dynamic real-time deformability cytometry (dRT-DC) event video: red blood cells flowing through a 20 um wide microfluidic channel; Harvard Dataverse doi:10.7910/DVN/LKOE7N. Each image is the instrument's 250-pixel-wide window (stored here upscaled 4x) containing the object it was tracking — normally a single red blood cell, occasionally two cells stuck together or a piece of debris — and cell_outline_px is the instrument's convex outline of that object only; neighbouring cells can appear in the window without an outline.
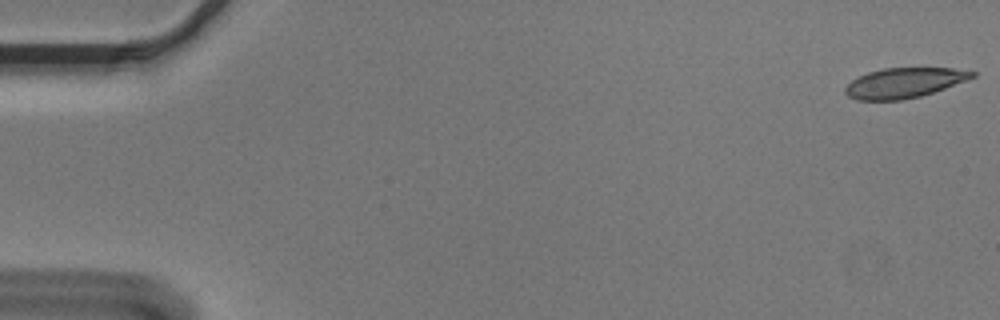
{"species": "Egyptian fruit bat (a non-hibernating species)", "species_latin": "Rousettus aegyptiacus", "temperature_condition": "cold", "stored_images_in_passage": 55, "camera_frame_rate_fps": 3000, "um_per_image_px": 0.085, "animal": {"sex": "male"}, "frame": {"image": 1, "passage_image": 1, "time_ms": 0.0, "image_size_px": [1000, 320], "cell_outline_px": [[976, 76], [944, 88], [920, 96], [904, 100], [856, 100], [848, 96], [844, 92], [844, 88], [852, 80], [868, 72], [884, 68], [952, 68], [976, 72]], "centroid_in_image_um": [76.82, 7.04], "position_along_channel_um": 8.2, "area_um2": 22.02}}
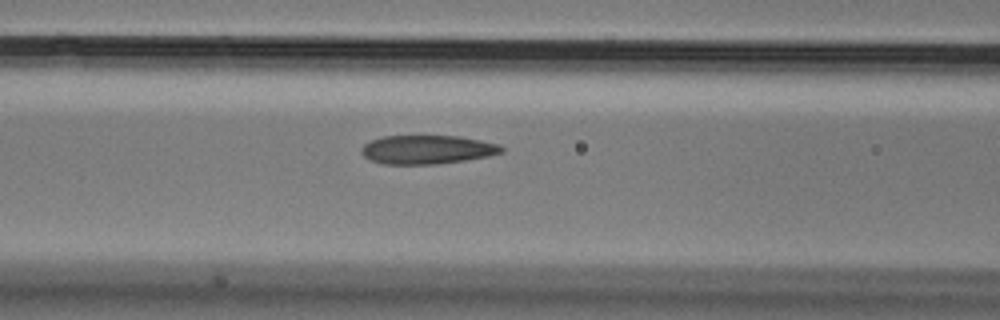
{"frame": {"image": 2, "passage_image": 23, "time_ms": 7.333, "image_size_px": [1000, 320], "cell_outline_px": [[504, 152], [488, 156], [464, 160], [436, 164], [384, 164], [372, 160], [364, 156], [360, 152], [360, 148], [364, 144], [372, 140], [384, 136], [460, 136], [500, 144], [504, 148]], "centroid_in_image_um": [36.32, 12.71], "position_along_channel_um": 130.3, "area_um2": 23.47}}
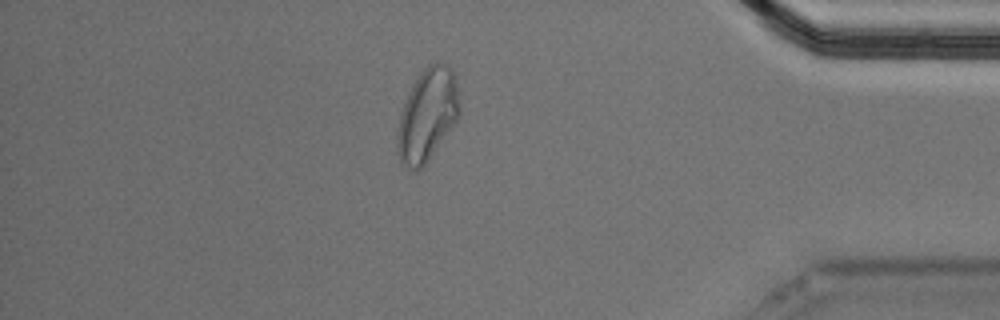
{"frame": {"image": 3, "passage_image": 48, "time_ms": 15.667, "image_size_px": [1000, 320], "cell_outline_px": [[460, 112], [456, 120], [428, 160], [416, 172], [412, 172], [400, 164], [396, 152], [396, 136], [400, 112], [408, 92], [412, 84], [420, 72], [428, 64], [436, 60], [440, 60], [448, 64], [452, 68], [456, 80], [460, 100]], "centroid_in_image_um": [36.3, 9.75], "position_along_channel_um": 398.9, "area_um2": 34.16}, "authors_computed_cell_mechanics": {"area_um2": 24.276, "velocity_mm_per_s": 3.6094, "shape_relaxation_time_tau1_ms": null, "shape_relaxation_time_tau2_ms": 2.6799, "deformation_change_tau1": null, "deformation_change_tau2": 0.0941}}